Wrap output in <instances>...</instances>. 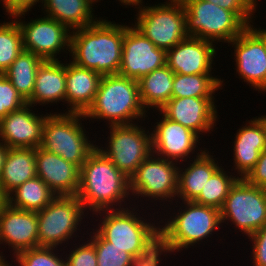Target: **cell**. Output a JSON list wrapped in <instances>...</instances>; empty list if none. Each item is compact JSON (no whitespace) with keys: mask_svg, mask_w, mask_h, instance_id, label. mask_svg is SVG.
<instances>
[{"mask_svg":"<svg viewBox=\"0 0 266 266\" xmlns=\"http://www.w3.org/2000/svg\"><path fill=\"white\" fill-rule=\"evenodd\" d=\"M6 202L5 197L2 195V193L0 192V208L1 206Z\"/></svg>","mask_w":266,"mask_h":266,"instance_id":"49","label":"cell"},{"mask_svg":"<svg viewBox=\"0 0 266 266\" xmlns=\"http://www.w3.org/2000/svg\"><path fill=\"white\" fill-rule=\"evenodd\" d=\"M27 102L12 83L0 73V119L22 108Z\"/></svg>","mask_w":266,"mask_h":266,"instance_id":"38","label":"cell"},{"mask_svg":"<svg viewBox=\"0 0 266 266\" xmlns=\"http://www.w3.org/2000/svg\"><path fill=\"white\" fill-rule=\"evenodd\" d=\"M125 31L126 23L111 22L103 17L71 31L68 60L102 76L118 74Z\"/></svg>","mask_w":266,"mask_h":266,"instance_id":"2","label":"cell"},{"mask_svg":"<svg viewBox=\"0 0 266 266\" xmlns=\"http://www.w3.org/2000/svg\"><path fill=\"white\" fill-rule=\"evenodd\" d=\"M174 75L165 65L138 80L141 102L148 113L159 111L171 99Z\"/></svg>","mask_w":266,"mask_h":266,"instance_id":"29","label":"cell"},{"mask_svg":"<svg viewBox=\"0 0 266 266\" xmlns=\"http://www.w3.org/2000/svg\"><path fill=\"white\" fill-rule=\"evenodd\" d=\"M215 102V97L171 98L160 111L168 119L189 128L202 139L203 134L209 133V137L214 127L217 129L216 123L220 118Z\"/></svg>","mask_w":266,"mask_h":266,"instance_id":"17","label":"cell"},{"mask_svg":"<svg viewBox=\"0 0 266 266\" xmlns=\"http://www.w3.org/2000/svg\"><path fill=\"white\" fill-rule=\"evenodd\" d=\"M63 249L53 247H34L12 257L18 266H67ZM59 254V255H58Z\"/></svg>","mask_w":266,"mask_h":266,"instance_id":"36","label":"cell"},{"mask_svg":"<svg viewBox=\"0 0 266 266\" xmlns=\"http://www.w3.org/2000/svg\"><path fill=\"white\" fill-rule=\"evenodd\" d=\"M186 16L188 36L214 44L229 43L248 26L232 11L205 0H181ZM221 42V43H220Z\"/></svg>","mask_w":266,"mask_h":266,"instance_id":"8","label":"cell"},{"mask_svg":"<svg viewBox=\"0 0 266 266\" xmlns=\"http://www.w3.org/2000/svg\"><path fill=\"white\" fill-rule=\"evenodd\" d=\"M139 208L138 203H134L132 207L128 206L121 209L99 211L94 213L93 216H90L93 217V219L90 220V223L95 220L94 216L100 219L94 221L91 227H95V230L106 241L112 243V246L135 256L141 249L143 232L152 221L155 220L156 213L159 217V212L154 211L153 213L151 211V214L150 212L146 213L147 210L144 209L143 212H145L142 213V210H139ZM145 213L152 218L147 219L145 217L146 215H142ZM140 215H142V217ZM97 221L98 223H96ZM94 223H96L97 226L96 224L94 225Z\"/></svg>","mask_w":266,"mask_h":266,"instance_id":"11","label":"cell"},{"mask_svg":"<svg viewBox=\"0 0 266 266\" xmlns=\"http://www.w3.org/2000/svg\"><path fill=\"white\" fill-rule=\"evenodd\" d=\"M11 262L8 261L5 257H0V266H15L16 265L15 260L13 261V258H12ZM12 264H14V265H12Z\"/></svg>","mask_w":266,"mask_h":266,"instance_id":"45","label":"cell"},{"mask_svg":"<svg viewBox=\"0 0 266 266\" xmlns=\"http://www.w3.org/2000/svg\"><path fill=\"white\" fill-rule=\"evenodd\" d=\"M219 48L210 41L188 36L166 52V65L177 74H213Z\"/></svg>","mask_w":266,"mask_h":266,"instance_id":"20","label":"cell"},{"mask_svg":"<svg viewBox=\"0 0 266 266\" xmlns=\"http://www.w3.org/2000/svg\"><path fill=\"white\" fill-rule=\"evenodd\" d=\"M155 112L159 114L158 118H155L159 120H156L151 128L153 129L152 152L155 155L182 163L198 157L206 149V147L200 148L203 141L195 132L168 119L160 110Z\"/></svg>","mask_w":266,"mask_h":266,"instance_id":"14","label":"cell"},{"mask_svg":"<svg viewBox=\"0 0 266 266\" xmlns=\"http://www.w3.org/2000/svg\"><path fill=\"white\" fill-rule=\"evenodd\" d=\"M82 113L49 112L43 125L41 148L82 167L97 142L89 139ZM88 133V134H87ZM96 142V143H95Z\"/></svg>","mask_w":266,"mask_h":266,"instance_id":"5","label":"cell"},{"mask_svg":"<svg viewBox=\"0 0 266 266\" xmlns=\"http://www.w3.org/2000/svg\"><path fill=\"white\" fill-rule=\"evenodd\" d=\"M247 239L252 244L250 246L251 257L250 261L252 266H266V224L249 236Z\"/></svg>","mask_w":266,"mask_h":266,"instance_id":"40","label":"cell"},{"mask_svg":"<svg viewBox=\"0 0 266 266\" xmlns=\"http://www.w3.org/2000/svg\"><path fill=\"white\" fill-rule=\"evenodd\" d=\"M1 2L3 3V10H6L5 15L13 16L14 14L25 11L31 12L33 7L41 6L43 0H2ZM37 3L38 5H36Z\"/></svg>","mask_w":266,"mask_h":266,"instance_id":"42","label":"cell"},{"mask_svg":"<svg viewBox=\"0 0 266 266\" xmlns=\"http://www.w3.org/2000/svg\"><path fill=\"white\" fill-rule=\"evenodd\" d=\"M256 9H258V5H259V3H258V1H260V0H248Z\"/></svg>","mask_w":266,"mask_h":266,"instance_id":"48","label":"cell"},{"mask_svg":"<svg viewBox=\"0 0 266 266\" xmlns=\"http://www.w3.org/2000/svg\"><path fill=\"white\" fill-rule=\"evenodd\" d=\"M220 214L222 228L224 224H233L235 232L248 238L266 224V189L239 178L231 187Z\"/></svg>","mask_w":266,"mask_h":266,"instance_id":"12","label":"cell"},{"mask_svg":"<svg viewBox=\"0 0 266 266\" xmlns=\"http://www.w3.org/2000/svg\"><path fill=\"white\" fill-rule=\"evenodd\" d=\"M101 78L94 70L66 61V112L83 114L92 104Z\"/></svg>","mask_w":266,"mask_h":266,"instance_id":"25","label":"cell"},{"mask_svg":"<svg viewBox=\"0 0 266 266\" xmlns=\"http://www.w3.org/2000/svg\"><path fill=\"white\" fill-rule=\"evenodd\" d=\"M230 44V45H229ZM234 47L231 53L236 62V75L258 93L266 92V44L264 38L248 26L238 37L227 44ZM234 55V56H233ZM266 94V93H265Z\"/></svg>","mask_w":266,"mask_h":266,"instance_id":"15","label":"cell"},{"mask_svg":"<svg viewBox=\"0 0 266 266\" xmlns=\"http://www.w3.org/2000/svg\"><path fill=\"white\" fill-rule=\"evenodd\" d=\"M36 175L56 196H75L79 187L80 168L61 156L35 149Z\"/></svg>","mask_w":266,"mask_h":266,"instance_id":"21","label":"cell"},{"mask_svg":"<svg viewBox=\"0 0 266 266\" xmlns=\"http://www.w3.org/2000/svg\"><path fill=\"white\" fill-rule=\"evenodd\" d=\"M149 114L141 102L138 81L120 74L102 76L92 104L83 113L85 121L102 120L107 127L147 121Z\"/></svg>","mask_w":266,"mask_h":266,"instance_id":"3","label":"cell"},{"mask_svg":"<svg viewBox=\"0 0 266 266\" xmlns=\"http://www.w3.org/2000/svg\"><path fill=\"white\" fill-rule=\"evenodd\" d=\"M43 61L32 52L23 50L11 66L2 73L25 101L33 94L37 69Z\"/></svg>","mask_w":266,"mask_h":266,"instance_id":"32","label":"cell"},{"mask_svg":"<svg viewBox=\"0 0 266 266\" xmlns=\"http://www.w3.org/2000/svg\"><path fill=\"white\" fill-rule=\"evenodd\" d=\"M234 134L232 170L238 178H245L257 163L260 153L266 149V135L261 122L253 117L243 121Z\"/></svg>","mask_w":266,"mask_h":266,"instance_id":"22","label":"cell"},{"mask_svg":"<svg viewBox=\"0 0 266 266\" xmlns=\"http://www.w3.org/2000/svg\"><path fill=\"white\" fill-rule=\"evenodd\" d=\"M7 150L8 147L4 143L0 142V175L7 155Z\"/></svg>","mask_w":266,"mask_h":266,"instance_id":"44","label":"cell"},{"mask_svg":"<svg viewBox=\"0 0 266 266\" xmlns=\"http://www.w3.org/2000/svg\"><path fill=\"white\" fill-rule=\"evenodd\" d=\"M244 179L251 185L266 189V149L260 153L254 168Z\"/></svg>","mask_w":266,"mask_h":266,"instance_id":"41","label":"cell"},{"mask_svg":"<svg viewBox=\"0 0 266 266\" xmlns=\"http://www.w3.org/2000/svg\"><path fill=\"white\" fill-rule=\"evenodd\" d=\"M76 196L89 215L133 205L130 179L97 148L80 168Z\"/></svg>","mask_w":266,"mask_h":266,"instance_id":"1","label":"cell"},{"mask_svg":"<svg viewBox=\"0 0 266 266\" xmlns=\"http://www.w3.org/2000/svg\"><path fill=\"white\" fill-rule=\"evenodd\" d=\"M253 24H255V22L252 23L251 26L264 38L265 44H266V29H264V28L261 29V27L257 28L256 26H258V25H256V24L253 25Z\"/></svg>","mask_w":266,"mask_h":266,"instance_id":"46","label":"cell"},{"mask_svg":"<svg viewBox=\"0 0 266 266\" xmlns=\"http://www.w3.org/2000/svg\"><path fill=\"white\" fill-rule=\"evenodd\" d=\"M145 5L136 11L138 13L134 15L136 17L131 24L157 48L167 52L188 37L184 5L181 0H166L164 3Z\"/></svg>","mask_w":266,"mask_h":266,"instance_id":"9","label":"cell"},{"mask_svg":"<svg viewBox=\"0 0 266 266\" xmlns=\"http://www.w3.org/2000/svg\"><path fill=\"white\" fill-rule=\"evenodd\" d=\"M143 123L108 126L110 132L103 143H98L100 150L112 163L129 179L136 172L138 166L147 159L152 152L151 129ZM145 126V127H144ZM150 130V131H149ZM100 144V145H99Z\"/></svg>","mask_w":266,"mask_h":266,"instance_id":"10","label":"cell"},{"mask_svg":"<svg viewBox=\"0 0 266 266\" xmlns=\"http://www.w3.org/2000/svg\"><path fill=\"white\" fill-rule=\"evenodd\" d=\"M94 0H43V15L65 25L70 31L87 27L99 18L95 15ZM96 16V17H95Z\"/></svg>","mask_w":266,"mask_h":266,"instance_id":"26","label":"cell"},{"mask_svg":"<svg viewBox=\"0 0 266 266\" xmlns=\"http://www.w3.org/2000/svg\"><path fill=\"white\" fill-rule=\"evenodd\" d=\"M163 215L160 212L159 216L161 219L156 217V220L143 232L141 249L135 256H132L130 266H160L162 258L165 257L166 259L168 255L170 257V255L174 254L168 235L167 224L162 219L164 218L162 217Z\"/></svg>","mask_w":266,"mask_h":266,"instance_id":"27","label":"cell"},{"mask_svg":"<svg viewBox=\"0 0 266 266\" xmlns=\"http://www.w3.org/2000/svg\"><path fill=\"white\" fill-rule=\"evenodd\" d=\"M228 170L222 165L207 181L194 202L221 210L231 187L239 179L236 174Z\"/></svg>","mask_w":266,"mask_h":266,"instance_id":"33","label":"cell"},{"mask_svg":"<svg viewBox=\"0 0 266 266\" xmlns=\"http://www.w3.org/2000/svg\"><path fill=\"white\" fill-rule=\"evenodd\" d=\"M130 25L126 24L118 74L138 81L166 65V51L157 48L132 24Z\"/></svg>","mask_w":266,"mask_h":266,"instance_id":"16","label":"cell"},{"mask_svg":"<svg viewBox=\"0 0 266 266\" xmlns=\"http://www.w3.org/2000/svg\"><path fill=\"white\" fill-rule=\"evenodd\" d=\"M256 118L261 122L266 135V113L264 115L259 114V117L256 116Z\"/></svg>","mask_w":266,"mask_h":266,"instance_id":"47","label":"cell"},{"mask_svg":"<svg viewBox=\"0 0 266 266\" xmlns=\"http://www.w3.org/2000/svg\"><path fill=\"white\" fill-rule=\"evenodd\" d=\"M26 14H29L28 11L13 15L20 26L25 51L32 52L44 61L59 60L63 54L70 53L71 32L65 25L43 14L26 22Z\"/></svg>","mask_w":266,"mask_h":266,"instance_id":"13","label":"cell"},{"mask_svg":"<svg viewBox=\"0 0 266 266\" xmlns=\"http://www.w3.org/2000/svg\"><path fill=\"white\" fill-rule=\"evenodd\" d=\"M64 62V63H63ZM66 61L45 60L37 69L35 87L27 104L36 106L65 104ZM38 105V106H37Z\"/></svg>","mask_w":266,"mask_h":266,"instance_id":"24","label":"cell"},{"mask_svg":"<svg viewBox=\"0 0 266 266\" xmlns=\"http://www.w3.org/2000/svg\"><path fill=\"white\" fill-rule=\"evenodd\" d=\"M10 17V18H9ZM12 17V18H11ZM0 23V73L6 71L24 50L22 32L13 16Z\"/></svg>","mask_w":266,"mask_h":266,"instance_id":"34","label":"cell"},{"mask_svg":"<svg viewBox=\"0 0 266 266\" xmlns=\"http://www.w3.org/2000/svg\"><path fill=\"white\" fill-rule=\"evenodd\" d=\"M37 113L36 107L25 104L19 110L1 118L0 142L8 148L36 149L41 147L43 125L49 114L48 112L43 114L41 111Z\"/></svg>","mask_w":266,"mask_h":266,"instance_id":"19","label":"cell"},{"mask_svg":"<svg viewBox=\"0 0 266 266\" xmlns=\"http://www.w3.org/2000/svg\"><path fill=\"white\" fill-rule=\"evenodd\" d=\"M175 203L177 205L174 206L172 203L165 207L167 212L164 214L171 216L164 215L165 219H163L167 224L174 255L192 246L194 248L197 244L200 247V244L207 243L213 234L217 233V236L220 234L218 233L222 227L220 210L194 201H176Z\"/></svg>","mask_w":266,"mask_h":266,"instance_id":"4","label":"cell"},{"mask_svg":"<svg viewBox=\"0 0 266 266\" xmlns=\"http://www.w3.org/2000/svg\"><path fill=\"white\" fill-rule=\"evenodd\" d=\"M86 237L94 244L97 255V266H130L132 255L112 246L95 229L90 227ZM89 235V236H88Z\"/></svg>","mask_w":266,"mask_h":266,"instance_id":"35","label":"cell"},{"mask_svg":"<svg viewBox=\"0 0 266 266\" xmlns=\"http://www.w3.org/2000/svg\"><path fill=\"white\" fill-rule=\"evenodd\" d=\"M85 238L86 239L79 238L80 240L77 244V241L70 242L71 244L69 247L71 246V249L68 250L66 247L69 253L65 248L63 249L67 266H97V255L94 244L88 239V237Z\"/></svg>","mask_w":266,"mask_h":266,"instance_id":"37","label":"cell"},{"mask_svg":"<svg viewBox=\"0 0 266 266\" xmlns=\"http://www.w3.org/2000/svg\"><path fill=\"white\" fill-rule=\"evenodd\" d=\"M6 246L12 257L21 251L38 247V221L35 211L16 209L6 202L1 206L0 257H6L3 250L7 249Z\"/></svg>","mask_w":266,"mask_h":266,"instance_id":"18","label":"cell"},{"mask_svg":"<svg viewBox=\"0 0 266 266\" xmlns=\"http://www.w3.org/2000/svg\"><path fill=\"white\" fill-rule=\"evenodd\" d=\"M118 4L127 7H133L136 11L141 10L145 5L143 0H118Z\"/></svg>","mask_w":266,"mask_h":266,"instance_id":"43","label":"cell"},{"mask_svg":"<svg viewBox=\"0 0 266 266\" xmlns=\"http://www.w3.org/2000/svg\"><path fill=\"white\" fill-rule=\"evenodd\" d=\"M212 152L206 148L198 157L185 161L188 165L179 163L177 201H194L207 181L222 166Z\"/></svg>","mask_w":266,"mask_h":266,"instance_id":"23","label":"cell"},{"mask_svg":"<svg viewBox=\"0 0 266 266\" xmlns=\"http://www.w3.org/2000/svg\"><path fill=\"white\" fill-rule=\"evenodd\" d=\"M35 149L8 148L0 175V192L6 198L27 180L35 178Z\"/></svg>","mask_w":266,"mask_h":266,"instance_id":"28","label":"cell"},{"mask_svg":"<svg viewBox=\"0 0 266 266\" xmlns=\"http://www.w3.org/2000/svg\"><path fill=\"white\" fill-rule=\"evenodd\" d=\"M215 74H177L174 75L171 98L216 97V92L223 89L224 79ZM218 90V91H217Z\"/></svg>","mask_w":266,"mask_h":266,"instance_id":"31","label":"cell"},{"mask_svg":"<svg viewBox=\"0 0 266 266\" xmlns=\"http://www.w3.org/2000/svg\"><path fill=\"white\" fill-rule=\"evenodd\" d=\"M56 197L48 185L36 176L18 186L5 200L13 208L38 212Z\"/></svg>","mask_w":266,"mask_h":266,"instance_id":"30","label":"cell"},{"mask_svg":"<svg viewBox=\"0 0 266 266\" xmlns=\"http://www.w3.org/2000/svg\"><path fill=\"white\" fill-rule=\"evenodd\" d=\"M221 8L234 12L247 26L255 21L256 8L248 0H205ZM254 21H253V20Z\"/></svg>","mask_w":266,"mask_h":266,"instance_id":"39","label":"cell"},{"mask_svg":"<svg viewBox=\"0 0 266 266\" xmlns=\"http://www.w3.org/2000/svg\"><path fill=\"white\" fill-rule=\"evenodd\" d=\"M94 1L97 2V3H99V2L101 3L102 0H94Z\"/></svg>","mask_w":266,"mask_h":266,"instance_id":"50","label":"cell"},{"mask_svg":"<svg viewBox=\"0 0 266 266\" xmlns=\"http://www.w3.org/2000/svg\"><path fill=\"white\" fill-rule=\"evenodd\" d=\"M178 165V162L164 159L152 153L138 166L136 172L130 177V192L132 201L134 200L133 203L137 200L138 203L141 202L138 206L143 210L144 203L150 200L146 204L148 206L145 205V207L146 209L149 207V210L152 209L154 211L156 206L159 207V210L163 206L164 208L162 207L161 210L164 211L167 202L170 205L172 203L175 205L174 200L175 202L177 200L179 179ZM139 197L140 200L137 199ZM158 202L160 206L157 205ZM151 203H154L155 207L154 204L150 206L149 204Z\"/></svg>","mask_w":266,"mask_h":266,"instance_id":"7","label":"cell"},{"mask_svg":"<svg viewBox=\"0 0 266 266\" xmlns=\"http://www.w3.org/2000/svg\"><path fill=\"white\" fill-rule=\"evenodd\" d=\"M36 215L38 221V246L59 249L69 246L70 241H79L76 238H85L84 235L86 233L84 232H87V229L84 226L88 225L82 226V224L86 223L85 218L90 220L88 213H86L84 206L76 195L57 196L44 209L36 212ZM80 227L84 230L86 229V231H83ZM81 231L83 236H81Z\"/></svg>","mask_w":266,"mask_h":266,"instance_id":"6","label":"cell"}]
</instances>
